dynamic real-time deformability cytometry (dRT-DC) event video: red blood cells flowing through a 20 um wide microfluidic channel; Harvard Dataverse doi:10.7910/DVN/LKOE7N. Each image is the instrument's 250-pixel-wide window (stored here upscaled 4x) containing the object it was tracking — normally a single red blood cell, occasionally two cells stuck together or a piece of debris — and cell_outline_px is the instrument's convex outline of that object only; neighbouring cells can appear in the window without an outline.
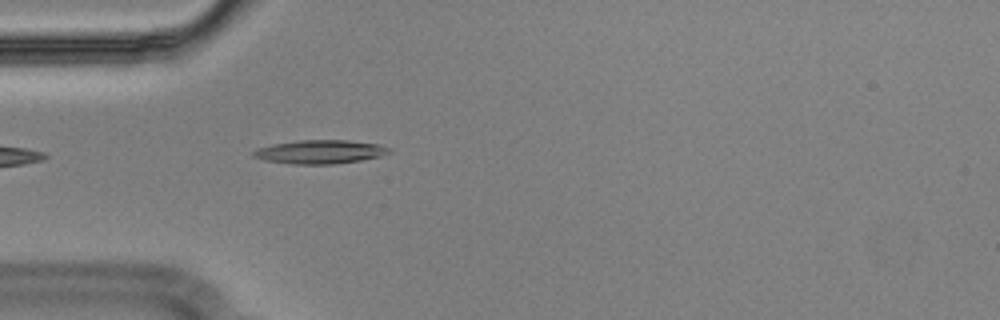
{"species": "Egyptian fruit bat (a non-hibernating species)", "species_latin": "Rousettus aegyptiacus", "temperature_condition": "cold", "stored_images_in_passage": 40, "camera_frame_rate_fps": 3000, "um_per_image_px": 0.085, "animal": {"sex": "male"}, "frame": {"image": 1, "passage_image": 1, "time_ms": 0.0, "image_size_px": [1000, 320], "cell_outline_px": [[392, 152], [380, 156], [360, 160], [336, 164], [292, 164], [264, 160], [252, 156], [252, 152], [256, 148], [272, 144], [300, 140], [348, 140], [380, 144], [392, 148]], "centroid_in_image_um": [27.22, 12.9], "position_along_channel_um": 57.8, "area_um2": 18.9}}
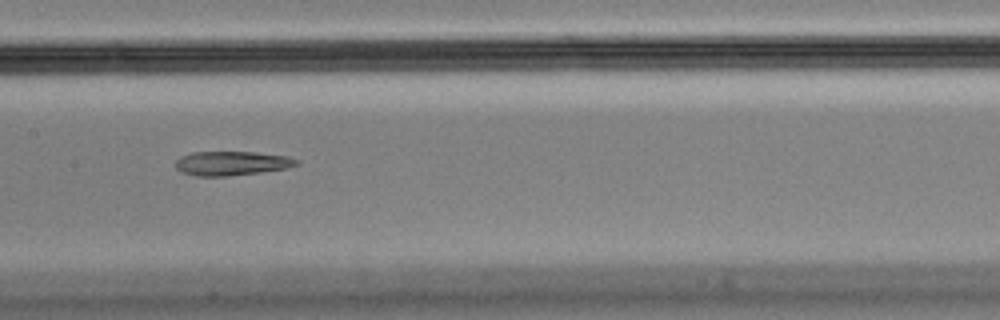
{"frame": {"image": 2, "passage_image": 12, "time_ms": 3.667, "image_size_px": [1000, 320], "cell_outline_px": [[300, 164], [284, 168], [260, 172], [228, 176], [196, 176], [180, 172], [176, 168], [176, 160], [180, 156], [192, 152], [256, 152], [288, 156], [300, 160]], "centroid_in_image_um": [19.68, 13.87], "position_along_channel_um": 187.7, "area_um2": 17.11}, "authors_computed_cell_mechanics": {"area_um2": 18.9873, "velocity_mm_per_s": 3.6222, "shape_relaxation_time_tau1_ms": null, "shape_relaxation_time_tau2_ms": 3.2388, "deformation_change_tau1": null, "deformation_change_tau2": 0.1272}}